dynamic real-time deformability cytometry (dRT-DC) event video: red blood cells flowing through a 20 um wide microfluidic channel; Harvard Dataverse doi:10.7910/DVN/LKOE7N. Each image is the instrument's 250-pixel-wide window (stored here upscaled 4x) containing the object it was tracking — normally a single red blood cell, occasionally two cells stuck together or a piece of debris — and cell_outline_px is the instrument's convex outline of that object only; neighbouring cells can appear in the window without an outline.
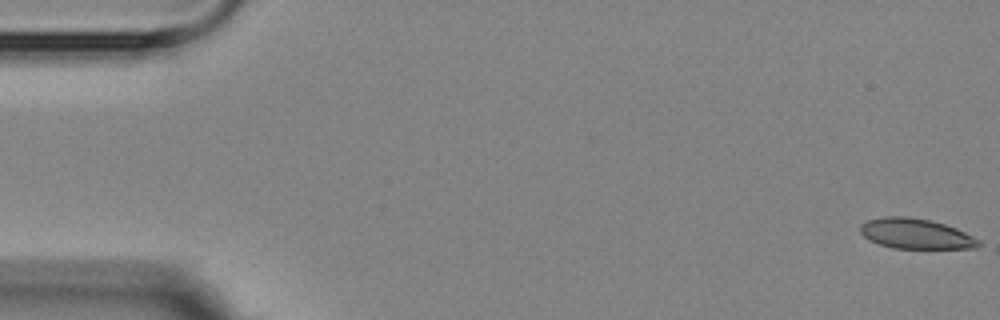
{"species": "Egyptian fruit bat (a non-hibernating species)", "species_latin": "Rousettus aegyptiacus", "temperature_condition": "room temperature", "stored_images_in_passage": 11, "camera_frame_rate_fps": 3000, "um_per_image_px": 0.085, "animal": {"sex": "female"}, "frame": {"image": 1, "passage_image": 1, "time_ms": 0.0, "image_size_px": [1000, 320], "cell_outline_px": [[980, 244], [976, 248], [892, 248], [868, 240], [860, 232], [860, 224], [868, 220], [884, 216], [908, 216], [932, 220], [956, 228], [980, 240]], "centroid_in_image_um": [77.81, 19.85], "position_along_channel_um": 7.2, "area_um2": 20.87}}
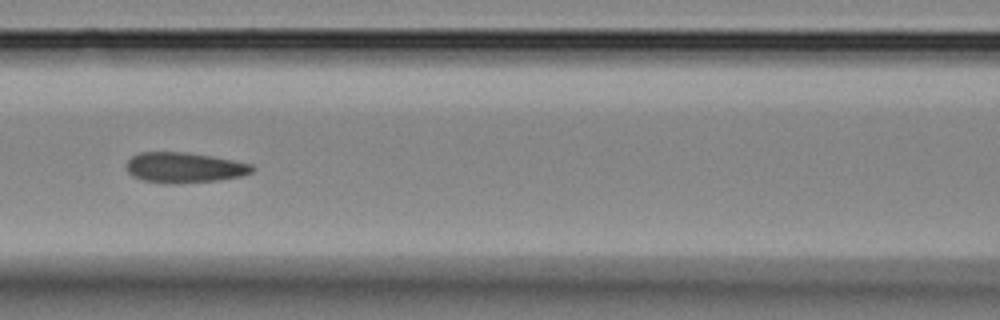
{"frame": {"image": 2, "passage_image": 7, "time_ms": 7.667, "image_size_px": [1000, 320], "cell_outline_px": [[256, 168], [252, 172], [244, 176], [216, 180], [176, 184], [164, 184], [144, 180], [132, 176], [128, 172], [128, 160], [132, 156], [140, 152], [184, 152], [232, 160], [252, 164]], "centroid_in_image_um": [15.68, 14.26], "position_along_channel_um": 150.9, "area_um2": 22.2}}
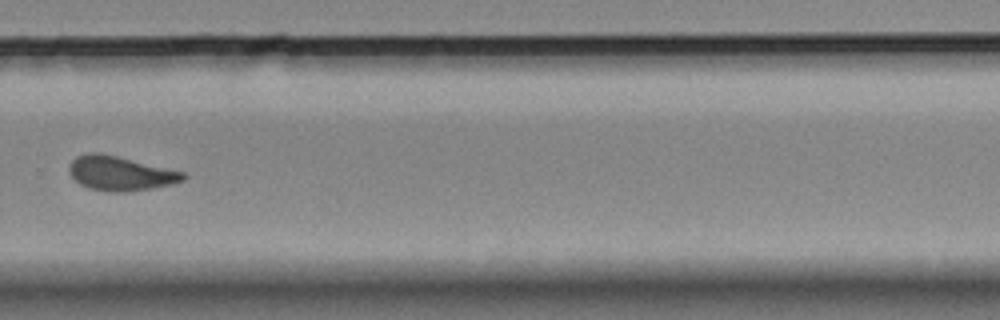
{"frame": {"image": 3, "passage_image": 11, "time_ms": 12.333, "image_size_px": [1000, 320], "cell_outline_px": [[188, 176], [184, 180], [172, 184], [124, 192], [108, 192], [88, 188], [80, 184], [68, 172], [68, 168], [72, 160], [76, 156], [88, 152], [100, 152], [184, 172]], "centroid_in_image_um": [10.2, 14.73], "position_along_channel_um": 319.6, "area_um2": 22.77}}